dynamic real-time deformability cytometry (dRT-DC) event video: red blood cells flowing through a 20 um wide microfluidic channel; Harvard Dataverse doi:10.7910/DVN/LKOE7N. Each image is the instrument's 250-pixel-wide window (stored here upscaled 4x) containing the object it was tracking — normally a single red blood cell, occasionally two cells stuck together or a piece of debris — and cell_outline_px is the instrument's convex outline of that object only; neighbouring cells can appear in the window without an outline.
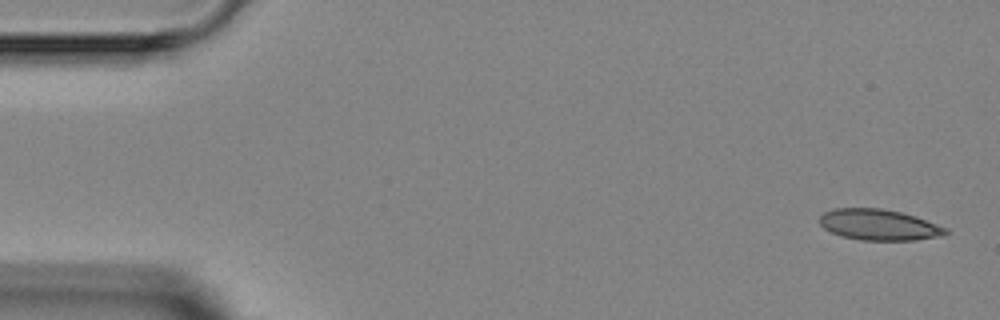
{"species": "Egyptian fruit bat (a non-hibernating species)", "species_latin": "Rousettus aegyptiacus", "temperature_condition": "room temperature", "stored_images_in_passage": 3, "camera_frame_rate_fps": 3000, "um_per_image_px": 0.085, "animal": {"sex": "female"}, "frame": {"image": 1, "passage_image": 1, "time_ms": 0.0, "image_size_px": [1000, 320], "cell_outline_px": [[952, 232], [940, 236], [916, 240], [860, 240], [840, 236], [824, 228], [820, 224], [820, 216], [824, 212], [832, 208], [880, 208], [900, 212], [916, 216], [948, 228]], "centroid_in_image_um": [74.73, 19.11], "position_along_channel_um": 10.3, "area_um2": 22.89}}